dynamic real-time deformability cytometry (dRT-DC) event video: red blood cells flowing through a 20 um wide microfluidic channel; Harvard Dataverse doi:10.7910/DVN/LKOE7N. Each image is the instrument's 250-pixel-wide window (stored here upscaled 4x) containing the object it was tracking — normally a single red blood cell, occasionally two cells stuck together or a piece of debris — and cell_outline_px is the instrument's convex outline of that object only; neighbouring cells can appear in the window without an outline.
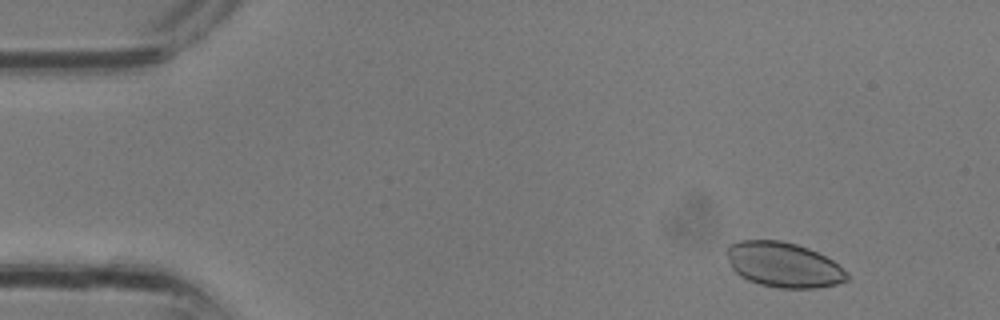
{"species": "common noctule bat (a hibernating species)", "species_latin": "Nyctalus noctula", "temperature_condition": "room temperature", "stored_images_in_passage": 15, "camera_frame_rate_fps": 3000, "um_per_image_px": 0.085, "animal": {"sex": "male", "body_mass_g": 13.3}, "frame": {"image": 1, "passage_image": 1, "time_ms": 0.0, "image_size_px": [1000, 320], "cell_outline_px": [[848, 280], [836, 284], [816, 288], [780, 288], [760, 284], [748, 280], [740, 276], [732, 268], [724, 252], [728, 244], [740, 240], [780, 240], [796, 244], [808, 248], [832, 260], [848, 272]], "centroid_in_image_um": [66.57, 22.5], "position_along_channel_um": 18.4, "area_um2": 31.67}}
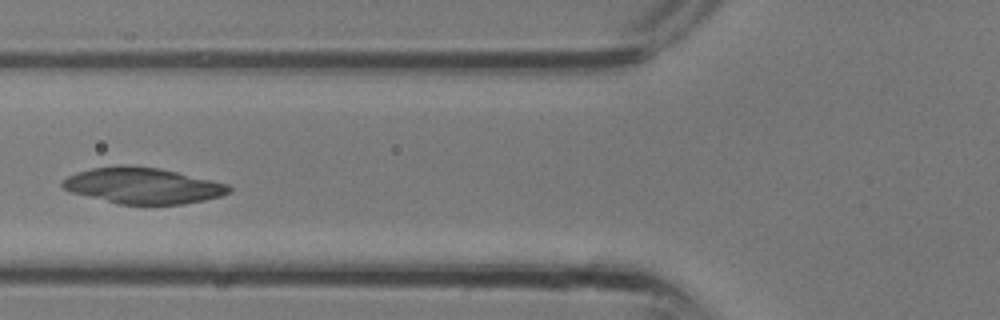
{"frame": {"image": 2, "passage_image": 10, "time_ms": 3.0, "image_size_px": [1000, 320], "cell_outline_px": [[232, 192], [220, 196], [204, 200], [184, 204], [116, 204], [72, 192], [64, 188], [60, 184], [68, 176], [76, 172], [92, 168], [116, 164], [124, 164], [160, 168], [212, 180], [228, 184], [232, 188]], "centroid_in_image_um": [12.14, 15.77], "position_along_channel_um": 113.7, "area_um2": 35.08}}
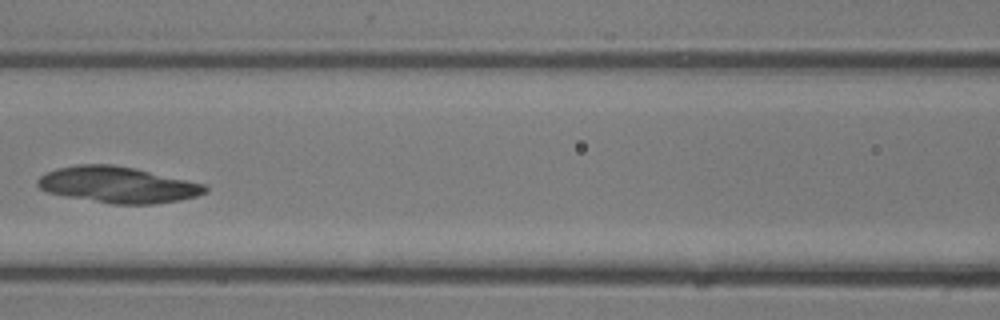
{"frame": {"image": 3, "passage_image": 12, "time_ms": 3.667, "image_size_px": [1000, 320], "cell_outline_px": [[208, 192], [196, 196], [180, 200], [152, 204], [112, 204], [64, 196], [48, 192], [40, 188], [36, 184], [36, 180], [40, 176], [56, 168], [76, 164], [112, 164], [136, 168], [204, 184], [208, 188]], "centroid_in_image_um": [10.0, 15.7], "position_along_channel_um": 156.6, "area_um2": 35.37}}